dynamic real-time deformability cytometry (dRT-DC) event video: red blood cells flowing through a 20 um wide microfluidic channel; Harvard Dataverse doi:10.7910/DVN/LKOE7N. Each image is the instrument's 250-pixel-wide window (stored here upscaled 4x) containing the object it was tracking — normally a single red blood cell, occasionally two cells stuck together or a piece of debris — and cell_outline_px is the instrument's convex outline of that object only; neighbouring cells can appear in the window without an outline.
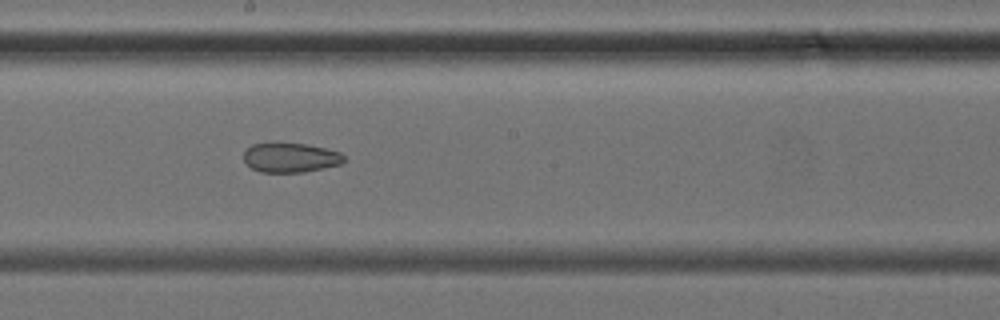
{"species": "common noctule bat (a hibernating species)", "species_latin": "Nyctalus noctula", "temperature_condition": "cold", "stored_images_in_passage": 30, "camera_frame_rate_fps": 3000, "um_per_image_px": 0.085, "animal": {"sex": "female", "body_mass_g": 24.6, "forearm_length_mm": 56.2}, "frame": {"image": 1, "passage_image": 13, "time_ms": 4.0, "image_size_px": [1000, 320], "cell_outline_px": [[344, 160], [340, 164], [304, 172], [260, 172], [244, 164], [244, 152], [252, 144], [276, 140], [308, 144], [340, 152], [344, 156]], "centroid_in_image_um": [24.62, 13.35], "position_along_channel_um": 223.6, "area_um2": 17.8}}